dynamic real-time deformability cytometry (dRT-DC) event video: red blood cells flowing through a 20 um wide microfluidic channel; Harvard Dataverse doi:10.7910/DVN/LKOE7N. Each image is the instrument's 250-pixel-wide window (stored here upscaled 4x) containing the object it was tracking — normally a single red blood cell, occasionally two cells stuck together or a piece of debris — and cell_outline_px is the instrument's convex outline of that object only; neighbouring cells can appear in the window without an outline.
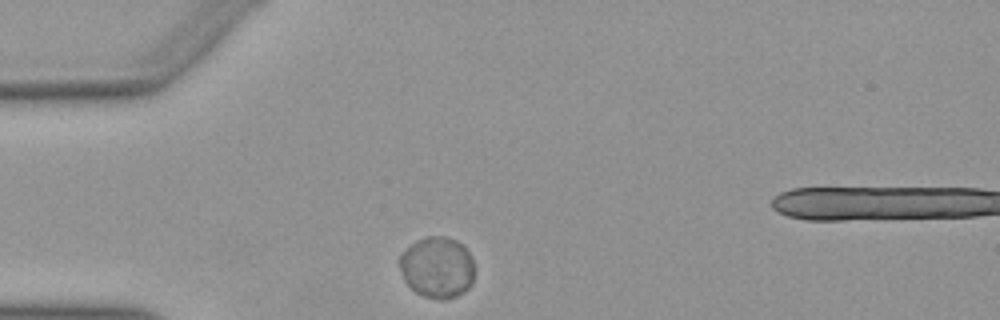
{"species": "Egyptian fruit bat (a non-hibernating species)", "species_latin": "Rousettus aegyptiacus", "temperature_condition": "warm", "stored_images_in_passage": 37, "camera_frame_rate_fps": 3000, "um_per_image_px": 0.085, "animal": {"sex": "female"}, "frame": {"image": 1, "passage_image": 1, "time_ms": 0.0, "image_size_px": [1000, 320], "cell_outline_px": [[476, 272], [472, 284], [464, 292], [456, 296], [444, 300], [440, 300], [424, 296], [416, 292], [404, 280], [396, 264], [396, 260], [416, 240], [428, 236], [444, 236], [456, 240], [472, 256], [476, 268]], "centroid_in_image_um": [37.17, 22.74], "position_along_channel_um": 47.8, "area_um2": 27.22}}
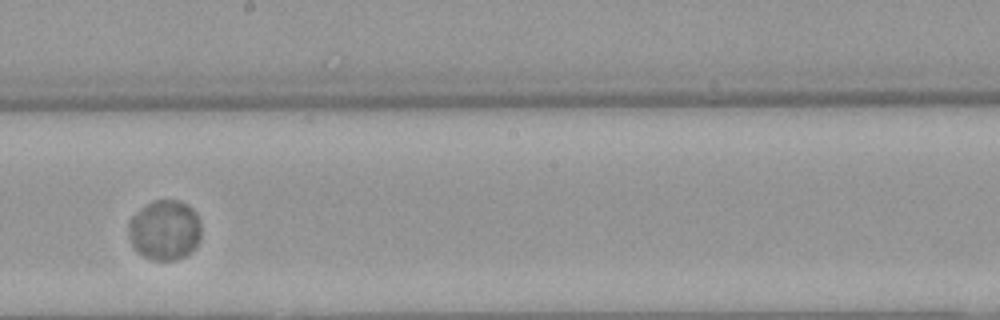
{"frame": {"image": 2, "passage_image": 17, "time_ms": 5.333, "image_size_px": [1000, 320], "cell_outline_px": [[200, 240], [196, 248], [184, 256], [176, 260], [156, 260], [144, 256], [136, 252], [132, 244], [128, 232], [128, 220], [140, 208], [152, 200], [180, 200], [188, 204], [196, 212], [200, 220]], "centroid_in_image_um": [14.01, 19.54], "position_along_channel_um": 234.2, "area_um2": 25.84}}
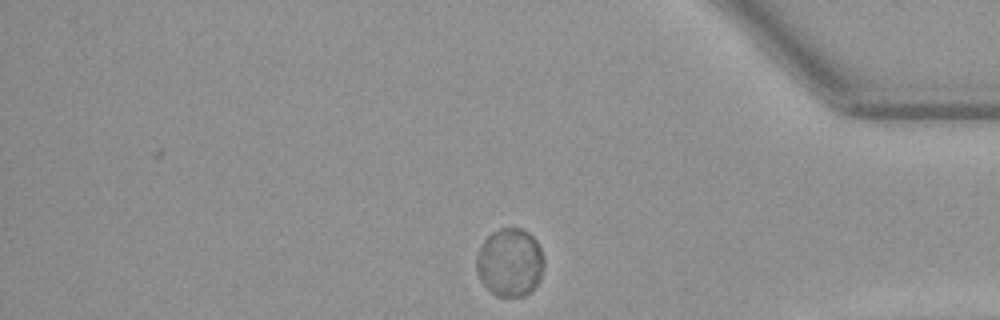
{"frame": {"image": 3, "passage_image": 31, "time_ms": 10.0, "image_size_px": [1000, 320], "cell_outline_px": [[544, 264], [540, 280], [524, 296], [496, 296], [480, 280], [476, 272], [476, 260], [480, 248], [484, 240], [492, 232], [500, 228], [520, 228], [528, 232], [536, 240], [540, 248], [544, 260]], "centroid_in_image_um": [43.34, 22.3], "position_along_channel_um": 391.9, "area_um2": 26.7}, "authors_computed_cell_mechanics": {"area_um2": 26.5302, "velocity_mm_per_s": 3.8504, "shape_relaxation_time_tau1_ms": 1.5636, "shape_relaxation_time_tau2_ms": null, "deformation_change_tau1": 0.0197, "deformation_change_tau2": null}}